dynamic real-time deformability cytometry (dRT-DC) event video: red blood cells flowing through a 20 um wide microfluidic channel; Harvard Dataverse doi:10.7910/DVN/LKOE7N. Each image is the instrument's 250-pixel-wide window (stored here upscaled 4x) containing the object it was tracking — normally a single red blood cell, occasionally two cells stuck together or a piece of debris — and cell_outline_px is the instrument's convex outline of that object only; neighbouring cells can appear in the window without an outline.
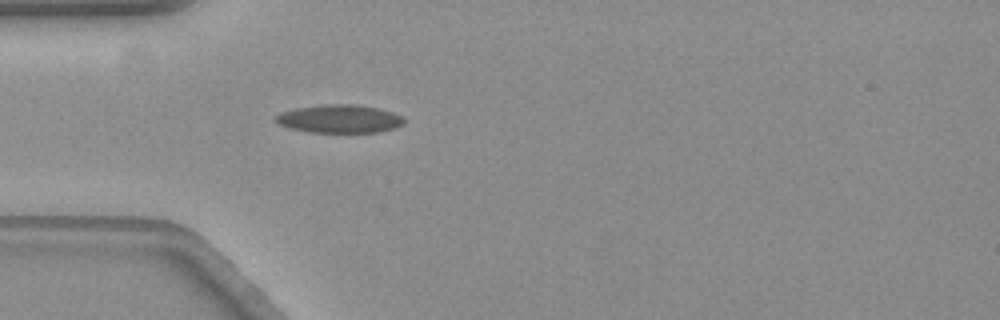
{"species": "common noctule bat (a hibernating species)", "species_latin": "Nyctalus noctula", "temperature_condition": "warm", "stored_images_in_passage": 45, "camera_frame_rate_fps": 3000, "um_per_image_px": 0.085, "animal": {"sex": "female", "body_mass_g": 19.3, "forearm_length_mm": 54.1}, "frame": {"image": 1, "passage_image": 7, "time_ms": 2.0, "image_size_px": [1000, 320], "cell_outline_px": [[404, 124], [396, 128], [380, 132], [308, 132], [288, 128], [272, 120], [280, 112], [296, 108], [320, 104], [356, 104], [376, 108], [392, 112], [400, 116], [404, 120]], "centroid_in_image_um": [28.82, 10.1], "position_along_channel_um": 56.2, "area_um2": 21.21}}
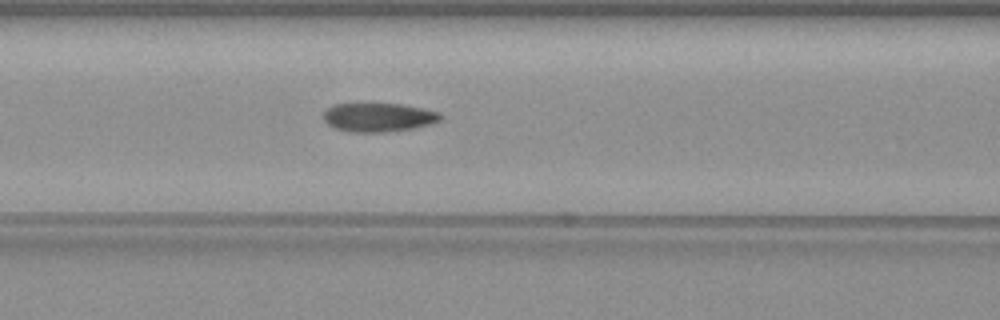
{"frame": {"image": 2, "passage_image": 14, "time_ms": 4.333, "image_size_px": [1000, 320], "cell_outline_px": [[444, 116], [440, 120], [432, 124], [412, 128], [388, 132], [348, 132], [332, 128], [324, 120], [324, 112], [332, 104], [400, 104], [440, 112]], "centroid_in_image_um": [32.16, 9.98], "position_along_channel_um": 134.4, "area_um2": 19.71}, "authors_computed_cell_mechanics": {"area_um2": 20.3456, "velocity_mm_per_s": 3.5257, "shape_relaxation_time_tau1_ms": 10.4345, "shape_relaxation_time_tau2_ms": 1.6582, "deformation_change_tau1": 0.2514, "deformation_change_tau2": 0.0821}}